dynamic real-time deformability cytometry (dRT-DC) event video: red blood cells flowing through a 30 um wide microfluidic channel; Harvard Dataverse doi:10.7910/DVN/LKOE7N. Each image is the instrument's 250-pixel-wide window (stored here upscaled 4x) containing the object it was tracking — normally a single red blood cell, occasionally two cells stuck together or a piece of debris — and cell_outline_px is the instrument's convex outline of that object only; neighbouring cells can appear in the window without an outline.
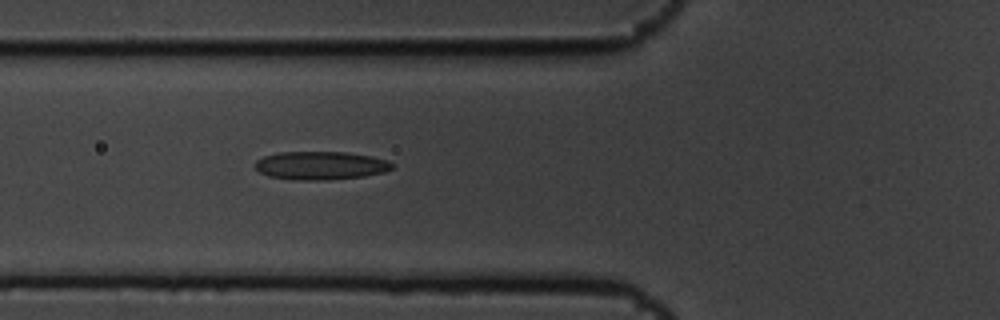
{"species": "common noctule bat (a hibernating species)", "species_latin": "Nyctalus noctula", "temperature_condition": "cold", "stored_images_in_passage": 6, "camera_frame_rate_fps": 3000, "um_per_image_px": 0.085, "animal": {"sex": "male", "body_mass_g": 19.5, "forearm_length_mm": 54.6}, "frame": {"image": 1, "passage_image": 6, "time_ms": 1.667, "image_size_px": [1000, 320], "cell_outline_px": [[392, 168], [384, 172], [364, 176], [328, 180], [296, 180], [268, 176], [260, 172], [256, 168], [256, 160], [264, 156], [280, 152], [344, 152], [372, 156], [388, 160], [392, 164]], "centroid_in_image_um": [27.25, 14.07], "position_along_channel_um": 98.5, "area_um2": 22.54}}